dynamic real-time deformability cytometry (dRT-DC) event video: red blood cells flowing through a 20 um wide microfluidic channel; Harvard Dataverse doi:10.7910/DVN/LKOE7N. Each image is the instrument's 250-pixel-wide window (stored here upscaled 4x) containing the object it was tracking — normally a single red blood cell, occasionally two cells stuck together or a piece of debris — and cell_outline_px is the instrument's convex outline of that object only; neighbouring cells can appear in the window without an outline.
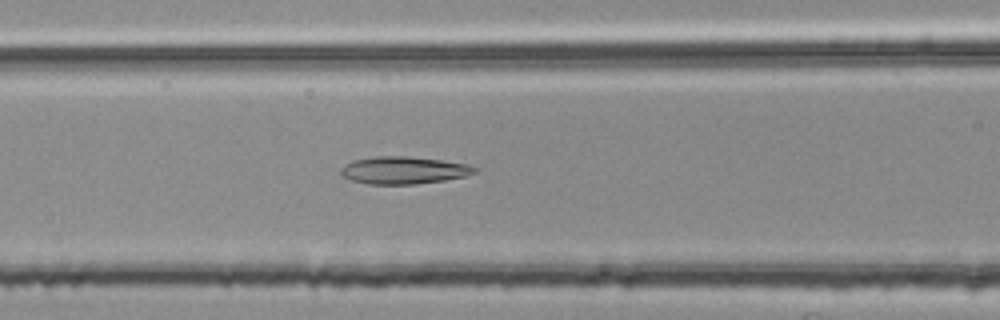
{"species": "common noctule bat (a hibernating species)", "species_latin": "Nyctalus noctula", "temperature_condition": "room temperature", "stored_images_in_passage": 54, "camera_frame_rate_fps": 3000, "um_per_image_px": 0.085, "animal": {"sex": "female", "body_mass_g": 25.1}, "frame": {"image": 1, "passage_image": 21, "time_ms": 6.667, "image_size_px": [1000, 320], "cell_outline_px": [[480, 168], [476, 172], [464, 176], [444, 180], [416, 184], [368, 184], [352, 180], [344, 176], [340, 172], [340, 168], [352, 160], [376, 156], [408, 156], [440, 160], [468, 164]], "centroid_in_image_um": [34.32, 14.46], "position_along_channel_um": 132.3, "area_um2": 21.33}}
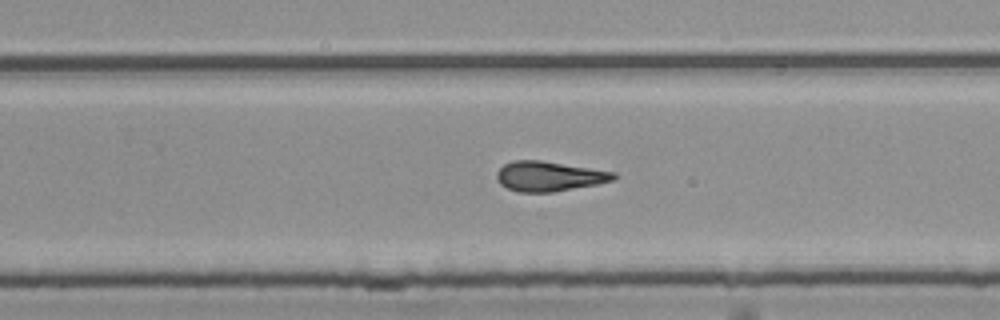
{"frame": {"image": 2, "passage_image": 33, "time_ms": 10.667, "image_size_px": [1000, 320], "cell_outline_px": [[616, 176], [612, 180], [596, 184], [552, 192], [516, 192], [500, 184], [496, 176], [496, 172], [504, 164], [512, 160], [540, 160], [616, 172]], "centroid_in_image_um": [46.63, 14.98], "position_along_channel_um": 283.2, "area_um2": 20.23}}
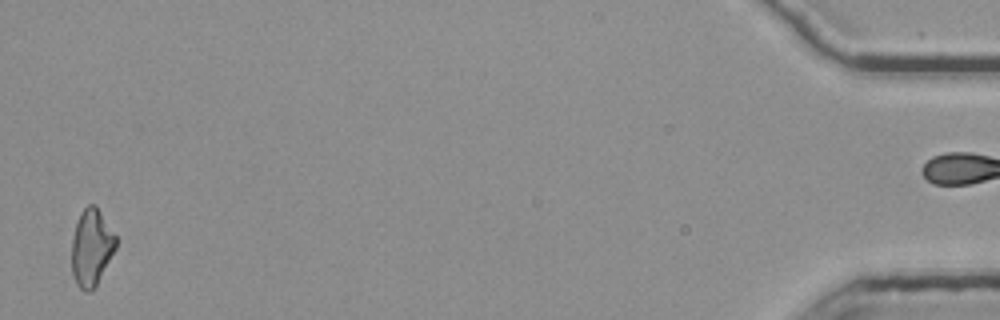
{"frame": {"image": 3, "passage_image": 52, "time_ms": 17.0, "image_size_px": [1000, 320], "cell_outline_px": [[116, 248], [96, 288], [88, 292], [84, 292], [76, 284], [72, 272], [72, 236], [80, 212], [88, 204], [96, 204], [116, 236]], "centroid_in_image_um": [7.78, 21.05], "position_along_channel_um": 427.4, "area_um2": 20.06}}